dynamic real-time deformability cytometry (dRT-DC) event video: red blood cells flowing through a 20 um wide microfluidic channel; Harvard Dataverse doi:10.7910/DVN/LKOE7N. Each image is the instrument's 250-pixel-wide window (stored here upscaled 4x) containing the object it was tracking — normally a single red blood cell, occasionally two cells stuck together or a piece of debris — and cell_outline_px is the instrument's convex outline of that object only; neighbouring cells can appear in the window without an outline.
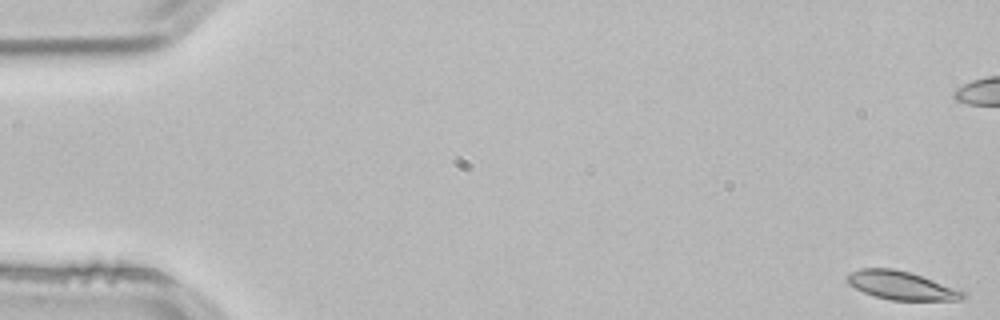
{"species": "common noctule bat (a hibernating species)", "species_latin": "Nyctalus noctula", "temperature_condition": "room temperature", "stored_images_in_passage": 32, "camera_frame_rate_fps": 3000, "um_per_image_px": 0.085, "animal": {"sex": "male", "body_mass_g": 21.5, "forearm_length_mm": 52.0}, "frame": {"image": 1, "passage_image": 1, "time_ms": 0.0, "image_size_px": [1000, 320], "cell_outline_px": [[964, 296], [960, 300], [892, 300], [876, 296], [864, 292], [848, 284], [844, 280], [852, 272], [860, 268], [892, 268], [908, 272], [932, 280], [964, 292]], "centroid_in_image_um": [76.54, 24.26], "position_along_channel_um": 8.5, "area_um2": 18.67}}
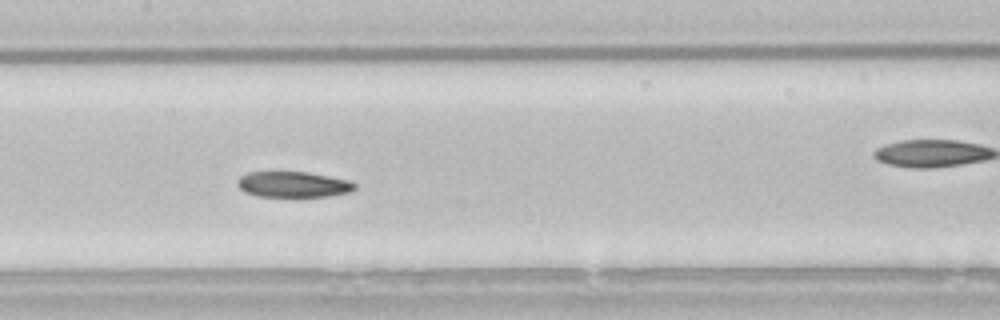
{"frame": {"image": 2, "passage_image": 26, "time_ms": 8.333, "image_size_px": [1000, 320], "cell_outline_px": [[356, 188], [348, 192], [328, 196], [256, 196], [244, 192], [236, 184], [236, 180], [240, 176], [248, 172], [308, 172], [348, 180], [356, 184]], "centroid_in_image_um": [24.87, 15.67], "position_along_channel_um": 182.5, "area_um2": 17.51}}
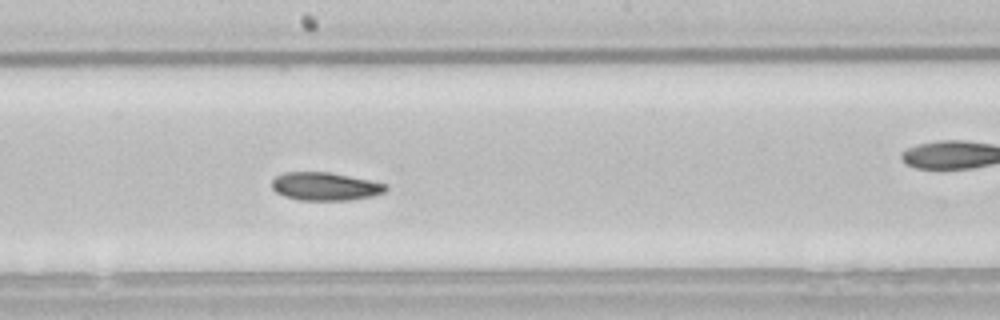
{"frame": {"image": 3, "passage_image": 29, "time_ms": 9.333, "image_size_px": [1000, 320], "cell_outline_px": [[388, 188], [384, 192], [372, 196], [348, 200], [300, 200], [284, 196], [276, 192], [272, 188], [272, 180], [276, 176], [284, 172], [328, 172], [368, 180], [384, 184]], "centroid_in_image_um": [27.59, 15.85], "position_along_channel_um": 220.6, "area_um2": 18.44}}